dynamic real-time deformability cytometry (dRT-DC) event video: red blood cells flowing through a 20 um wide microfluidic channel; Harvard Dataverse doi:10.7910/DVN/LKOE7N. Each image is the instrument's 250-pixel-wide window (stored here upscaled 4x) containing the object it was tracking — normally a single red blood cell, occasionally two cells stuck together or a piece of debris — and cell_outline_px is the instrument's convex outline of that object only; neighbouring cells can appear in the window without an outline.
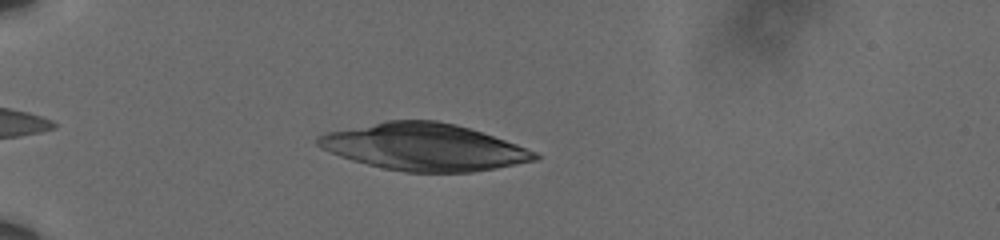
{"species": "human", "species_latin": "Homo sapiens", "temperature_condition": "cold", "stored_images_in_passage": 36, "camera_frame_rate_fps": 3000, "um_per_image_px": 0.085, "donor": {"sex": "male"}, "frame": {"image": 1, "passage_image": 1, "time_ms": 0.0, "image_size_px": [1000, 240], "cell_outline_px": [[540, 156], [536, 160], [496, 168], [472, 172], [404, 172], [384, 168], [352, 160], [340, 156], [320, 148], [316, 144], [316, 136], [328, 132], [384, 120], [436, 120], [456, 124], [516, 144], [536, 152]], "centroid_in_image_um": [36.0, 12.49], "position_along_channel_um": 49.0, "area_um2": 59.07}}
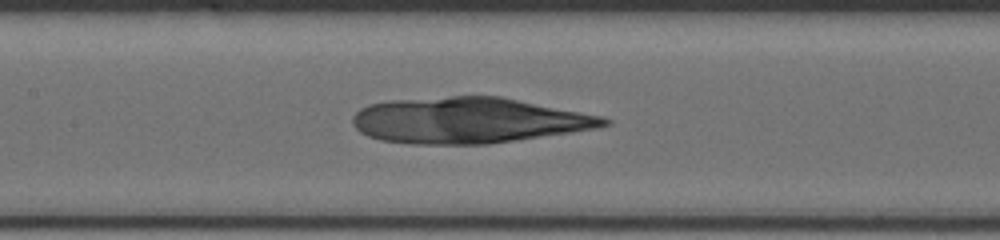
{"frame": {"image": 2, "passage_image": 14, "time_ms": 4.333, "image_size_px": [1000, 240], "cell_outline_px": [[612, 124], [600, 128], [488, 144], [412, 144], [380, 140], [368, 136], [360, 132], [352, 124], [352, 116], [360, 108], [372, 104], [392, 100], [452, 96], [500, 96], [600, 116], [612, 120]], "centroid_in_image_um": [39.81, 10.24], "position_along_channel_um": 167.6, "area_um2": 66.99}}
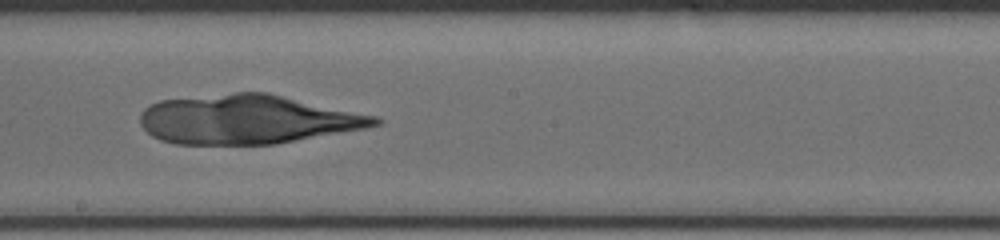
{"frame": {"image": 3, "passage_image": 19, "time_ms": 6.0, "image_size_px": [1000, 240], "cell_outline_px": [[384, 120], [380, 124], [364, 128], [276, 144], [176, 144], [160, 140], [152, 136], [140, 124], [140, 116], [144, 108], [160, 100], [236, 92], [268, 92], [376, 116]], "centroid_in_image_um": [21.01, 10.14], "position_along_channel_um": 227.2, "area_um2": 67.05}}